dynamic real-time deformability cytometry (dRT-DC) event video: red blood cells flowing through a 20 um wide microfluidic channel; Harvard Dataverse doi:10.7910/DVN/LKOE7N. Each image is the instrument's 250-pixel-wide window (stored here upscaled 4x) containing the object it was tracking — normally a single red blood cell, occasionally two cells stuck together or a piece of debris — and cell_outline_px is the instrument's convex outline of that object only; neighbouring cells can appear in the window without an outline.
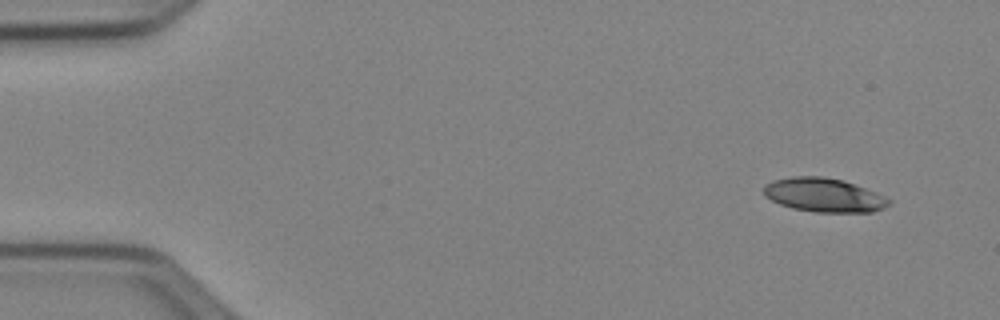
{"species": "Egyptian fruit bat (a non-hibernating species)", "species_latin": "Rousettus aegyptiacus", "temperature_condition": "cold", "stored_images_in_passage": 48, "camera_frame_rate_fps": 3000, "um_per_image_px": 0.085, "animal": {"sex": "female"}, "frame": {"image": 1, "passage_image": 1, "time_ms": 0.0, "image_size_px": [1000, 320], "cell_outline_px": [[892, 200], [884, 208], [872, 212], [816, 212], [792, 208], [780, 204], [764, 196], [764, 184], [772, 180], [792, 176], [824, 176], [844, 180], [876, 192]], "centroid_in_image_um": [70.02, 16.57], "position_along_channel_um": 15.0, "area_um2": 24.85}}
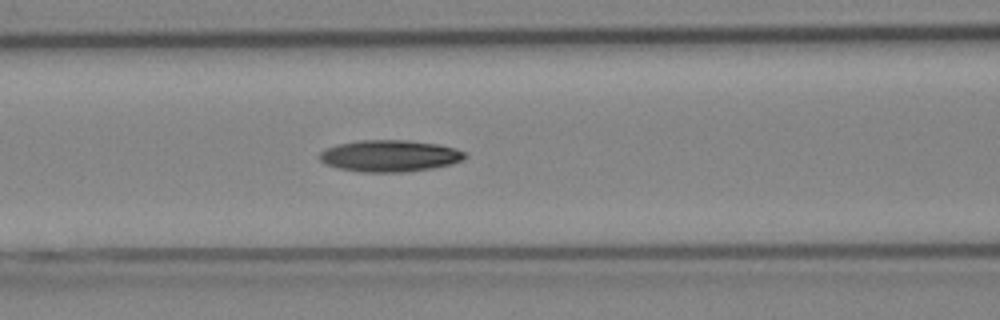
{"frame": {"image": 2, "passage_image": 19, "time_ms": 6.0, "image_size_px": [1000, 320], "cell_outline_px": [[468, 156], [464, 160], [452, 164], [432, 168], [404, 172], [364, 172], [340, 168], [328, 164], [320, 160], [320, 152], [336, 144], [360, 140], [408, 140], [440, 144], [464, 152]], "centroid_in_image_um": [33.17, 13.24], "position_along_channel_um": 133.4, "area_um2": 26.7}}
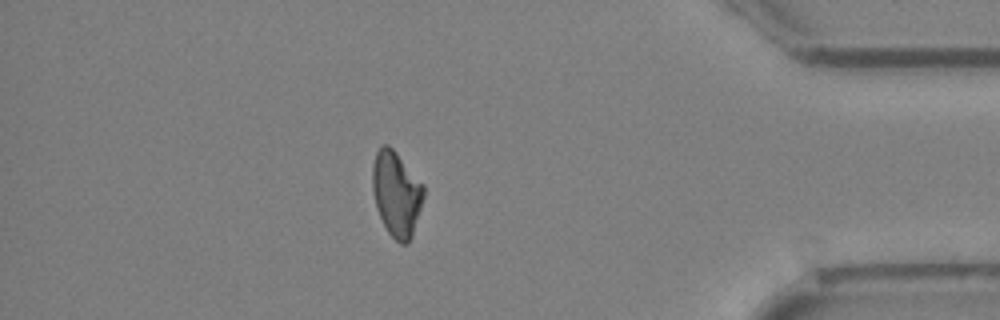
{"frame": {"image": 3, "passage_image": 42, "time_ms": 13.667, "image_size_px": [1000, 320], "cell_outline_px": [[424, 196], [412, 236], [408, 244], [400, 244], [388, 232], [376, 208], [372, 192], [372, 164], [376, 152], [380, 144], [388, 144], [396, 152], [424, 184]], "centroid_in_image_um": [33.68, 16.44], "position_along_channel_um": 401.5, "area_um2": 25.55}}